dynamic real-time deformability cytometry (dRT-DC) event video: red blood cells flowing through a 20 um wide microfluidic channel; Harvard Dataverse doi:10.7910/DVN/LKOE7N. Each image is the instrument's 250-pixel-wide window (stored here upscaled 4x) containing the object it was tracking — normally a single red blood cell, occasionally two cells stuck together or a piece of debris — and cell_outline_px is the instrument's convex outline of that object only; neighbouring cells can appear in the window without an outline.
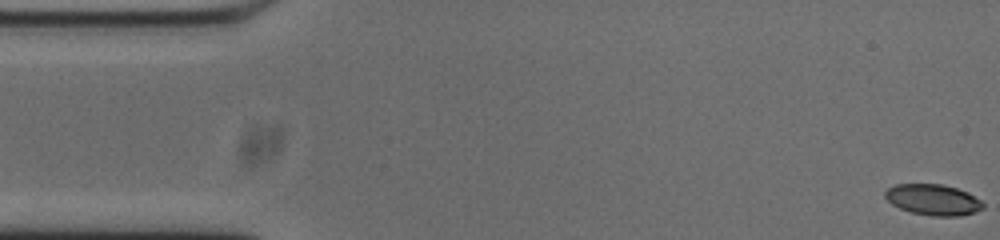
{"species": "common noctule bat (a hibernating species)", "species_latin": "Nyctalus noctula", "temperature_condition": "cold", "stored_images_in_passage": 54, "camera_frame_rate_fps": 3000, "um_per_image_px": 0.085, "animal": {"sex": "male", "body_mass_g": 20.0, "forearm_length_mm": 53.3}, "frame": {"image": 1, "passage_image": 1, "time_ms": 0.0, "image_size_px": [1000, 240], "cell_outline_px": [[984, 208], [960, 216], [932, 216], [912, 212], [900, 208], [892, 204], [884, 196], [884, 192], [888, 188], [896, 184], [944, 184], [968, 192], [980, 200], [984, 204]], "centroid_in_image_um": [79.31, 16.97], "position_along_channel_um": 5.7, "area_um2": 17.57}}
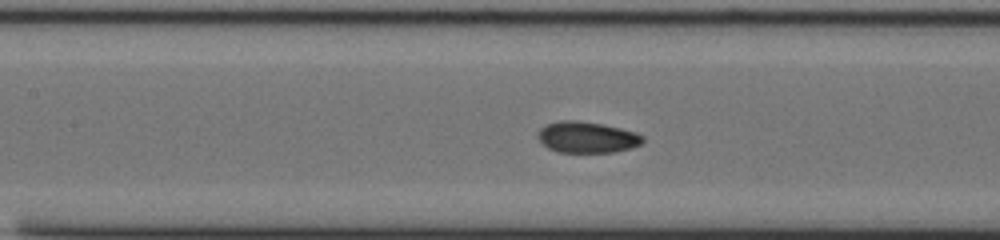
{"frame": {"image": 2, "passage_image": 23, "time_ms": 7.333, "image_size_px": [1000, 240], "cell_outline_px": [[644, 140], [640, 144], [632, 148], [612, 152], [556, 152], [548, 148], [536, 136], [540, 128], [548, 124], [560, 120], [576, 120], [600, 124], [620, 128], [636, 132], [644, 136]], "centroid_in_image_um": [49.89, 11.67], "position_along_channel_um": 157.5, "area_um2": 19.02}}
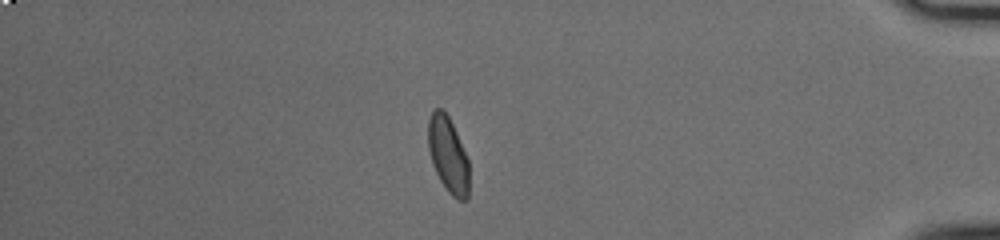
{"frame": {"image": 3, "passage_image": 46, "time_ms": 15.0, "image_size_px": [1000, 240], "cell_outline_px": [[468, 200], [456, 200], [448, 192], [440, 180], [432, 164], [428, 148], [428, 120], [432, 112], [436, 108], [440, 108], [448, 116], [456, 132], [468, 160]], "centroid_in_image_um": [38.08, 13.19], "position_along_channel_um": 397.1, "area_um2": 17.92}, "authors_computed_cell_mechanics": {"area_um2": 18.5538, "velocity_mm_per_s": 3.7351, "shape_relaxation_time_tau1_ms": 5.8862, "shape_relaxation_time_tau2_ms": 1.4661, "deformation_change_tau1": 0.1435, "deformation_change_tau2": 0.0377}}